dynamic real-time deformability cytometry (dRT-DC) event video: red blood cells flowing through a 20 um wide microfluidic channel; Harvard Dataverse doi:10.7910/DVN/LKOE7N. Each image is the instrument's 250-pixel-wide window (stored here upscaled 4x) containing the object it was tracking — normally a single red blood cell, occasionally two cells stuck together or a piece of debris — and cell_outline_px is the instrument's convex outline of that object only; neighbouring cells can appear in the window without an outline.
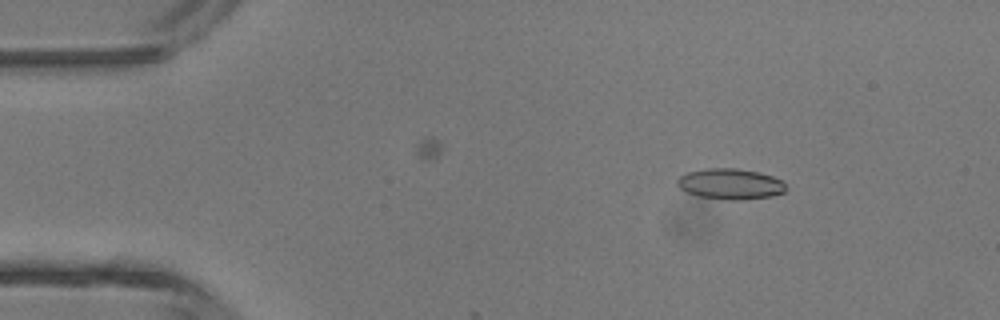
{"species": "common noctule bat (a hibernating species)", "species_latin": "Nyctalus noctula", "temperature_condition": "room temperature", "stored_images_in_passage": 4, "camera_frame_rate_fps": 3000, "um_per_image_px": 0.085, "animal": {"sex": "male", "body_mass_g": 13.3}, "frame": {"image": 1, "passage_image": 3, "time_ms": 2.0, "image_size_px": [1000, 320], "cell_outline_px": [[788, 188], [784, 192], [772, 196], [736, 200], [732, 200], [700, 196], [688, 192], [680, 188], [676, 184], [676, 180], [680, 176], [688, 172], [708, 168], [736, 168], [760, 172], [772, 176], [780, 180]], "centroid_in_image_um": [62.09, 15.62], "position_along_channel_um": 22.9, "area_um2": 19.31}}